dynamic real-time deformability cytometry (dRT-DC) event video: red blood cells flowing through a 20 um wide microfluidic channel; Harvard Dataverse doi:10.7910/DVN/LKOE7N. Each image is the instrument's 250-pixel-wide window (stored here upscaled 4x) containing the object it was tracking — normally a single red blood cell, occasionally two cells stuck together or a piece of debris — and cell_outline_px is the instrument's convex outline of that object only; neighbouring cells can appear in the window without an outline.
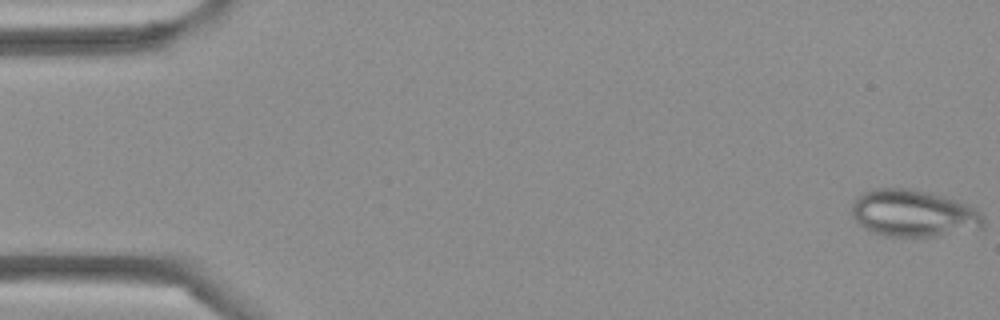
{"species": "Egyptian fruit bat (a non-hibernating species)", "species_latin": "Rousettus aegyptiacus", "temperature_condition": "cold", "stored_images_in_passage": 5, "camera_frame_rate_fps": 3000, "um_per_image_px": 0.085, "frame": {"image": 1, "passage_image": 1, "time_ms": 0.0, "image_size_px": [1000, 320], "cell_outline_px": [[984, 228], [936, 236], [880, 236], [868, 232], [852, 216], [852, 204], [864, 192], [876, 188], [912, 188], [928, 192], [956, 200], [968, 204], [976, 208], [984, 216]], "centroid_in_image_um": [77.66, 18.14], "position_along_channel_um": 7.3, "area_um2": 36.3}}